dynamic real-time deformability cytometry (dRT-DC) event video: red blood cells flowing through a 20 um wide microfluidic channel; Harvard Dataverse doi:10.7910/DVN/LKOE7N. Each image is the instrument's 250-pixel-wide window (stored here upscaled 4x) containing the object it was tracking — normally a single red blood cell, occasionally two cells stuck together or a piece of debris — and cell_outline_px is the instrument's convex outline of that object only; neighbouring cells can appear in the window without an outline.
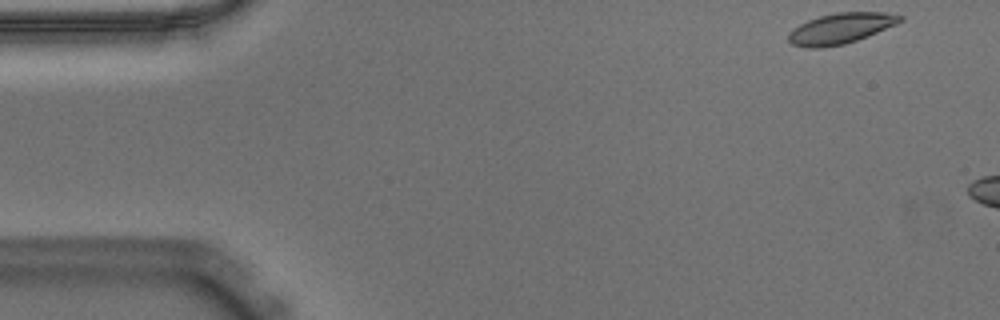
{"species": "Egyptian fruit bat (a non-hibernating species)", "species_latin": "Rousettus aegyptiacus", "temperature_condition": "warm", "stored_images_in_passage": 8, "camera_frame_rate_fps": 3000, "um_per_image_px": 0.085, "animal": {"sex": "male"}, "frame": {"image": 1, "passage_image": 1, "time_ms": 0.0, "image_size_px": [1000, 320], "cell_outline_px": [[904, 20], [896, 24], [856, 40], [844, 44], [820, 48], [804, 48], [792, 44], [788, 40], [788, 32], [800, 24], [808, 20], [820, 16], [836, 12], [884, 12], [904, 16]], "centroid_in_image_um": [71.43, 2.41], "position_along_channel_um": 13.6, "area_um2": 19.83}}